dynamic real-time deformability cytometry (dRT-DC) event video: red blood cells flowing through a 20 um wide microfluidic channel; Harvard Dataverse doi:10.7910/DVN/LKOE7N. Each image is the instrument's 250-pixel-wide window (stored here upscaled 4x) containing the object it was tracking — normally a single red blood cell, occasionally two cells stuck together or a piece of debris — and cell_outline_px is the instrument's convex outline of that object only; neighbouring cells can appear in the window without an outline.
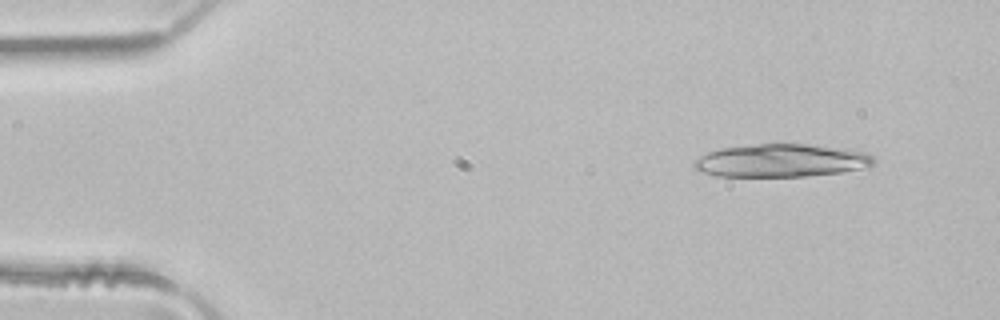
{"species": "common noctule bat (a hibernating species)", "species_latin": "Nyctalus noctula", "temperature_condition": "room temperature", "stored_images_in_passage": 4, "camera_frame_rate_fps": 3000, "um_per_image_px": 0.085, "animal": {"sex": "male", "body_mass_g": 21.5, "forearm_length_mm": 52.0}, "frame": {"image": 1, "passage_image": 2, "time_ms": 0.333, "image_size_px": [1000, 320], "cell_outline_px": [[876, 164], [860, 168], [840, 172], [808, 176], [716, 176], [700, 172], [692, 168], [692, 160], [708, 152], [720, 148], [756, 144], [808, 144], [848, 148], [868, 152], [876, 160]], "centroid_in_image_um": [66.39, 13.64], "position_along_channel_um": 18.6, "area_um2": 34.91}}